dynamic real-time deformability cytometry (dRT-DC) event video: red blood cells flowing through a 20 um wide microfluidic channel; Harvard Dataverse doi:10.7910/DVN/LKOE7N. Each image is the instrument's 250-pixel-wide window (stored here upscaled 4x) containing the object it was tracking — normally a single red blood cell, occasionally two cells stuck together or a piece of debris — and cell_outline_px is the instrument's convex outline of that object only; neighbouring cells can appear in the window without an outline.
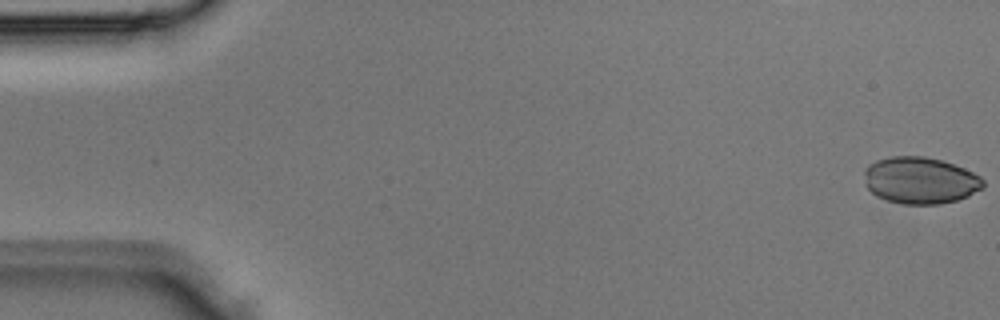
{"species": "Egyptian fruit bat (a non-hibernating species)", "species_latin": "Rousettus aegyptiacus", "temperature_condition": "room temperature", "stored_images_in_passage": 4, "segment_of_instrument_passage": [2, 2], "camera_frame_rate_fps": 3000, "um_per_image_px": 0.085, "animal": {"sex": "male"}, "frame": {"image": 1, "passage_image": 4, "time_ms": 1.0, "image_size_px": [1000, 320], "cell_outline_px": [[984, 188], [968, 196], [956, 200], [940, 204], [904, 204], [888, 200], [876, 196], [868, 188], [864, 172], [864, 168], [868, 164], [876, 160], [892, 156], [924, 156], [940, 160], [964, 168], [980, 176], [984, 180]], "centroid_in_image_um": [78.23, 15.33], "position_along_channel_um": 6.8, "area_um2": 32.37}}